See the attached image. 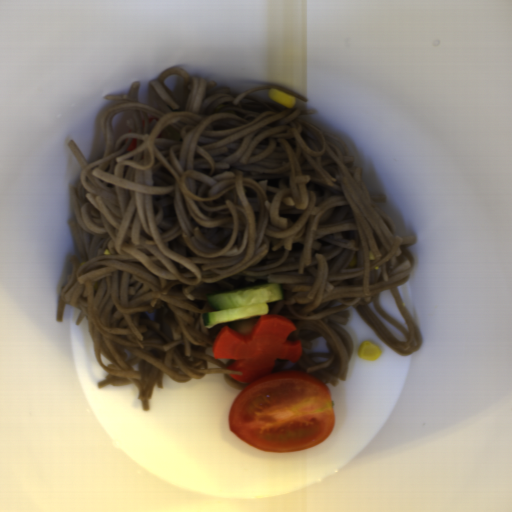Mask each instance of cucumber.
<instances>
[{"label": "cucumber", "instance_id": "cucumber-1", "mask_svg": "<svg viewBox=\"0 0 512 512\" xmlns=\"http://www.w3.org/2000/svg\"><path fill=\"white\" fill-rule=\"evenodd\" d=\"M206 299L213 310L204 312L202 320L204 327L210 329L218 323L266 315L269 312L268 302L284 300V293L280 283H275L207 293Z\"/></svg>", "mask_w": 512, "mask_h": 512}]
</instances>
